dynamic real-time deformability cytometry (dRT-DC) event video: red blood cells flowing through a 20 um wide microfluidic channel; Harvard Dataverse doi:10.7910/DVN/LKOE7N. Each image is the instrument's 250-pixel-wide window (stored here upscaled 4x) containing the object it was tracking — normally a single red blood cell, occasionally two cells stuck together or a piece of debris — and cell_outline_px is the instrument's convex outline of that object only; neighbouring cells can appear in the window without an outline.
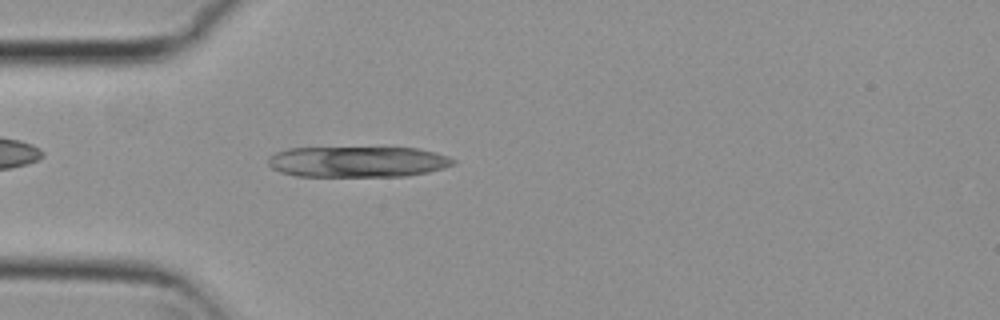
{"species": "common noctule bat (a hibernating species)", "species_latin": "Nyctalus noctula", "temperature_condition": "cold", "stored_images_in_passage": 42, "camera_frame_rate_fps": 3000, "um_per_image_px": 0.085, "animal": {"sex": "female", "body_mass_g": 29.2, "forearm_length_mm": 56.3}, "frame": {"image": 1, "passage_image": 4, "time_ms": 1.0, "image_size_px": [1000, 320], "cell_outline_px": [[456, 164], [444, 168], [428, 172], [408, 176], [296, 176], [280, 172], [272, 168], [268, 164], [268, 156], [276, 152], [288, 148], [416, 148], [436, 152], [448, 156], [456, 160]], "centroid_in_image_um": [30.42, 13.75], "position_along_channel_um": 54.6, "area_um2": 33.41}}